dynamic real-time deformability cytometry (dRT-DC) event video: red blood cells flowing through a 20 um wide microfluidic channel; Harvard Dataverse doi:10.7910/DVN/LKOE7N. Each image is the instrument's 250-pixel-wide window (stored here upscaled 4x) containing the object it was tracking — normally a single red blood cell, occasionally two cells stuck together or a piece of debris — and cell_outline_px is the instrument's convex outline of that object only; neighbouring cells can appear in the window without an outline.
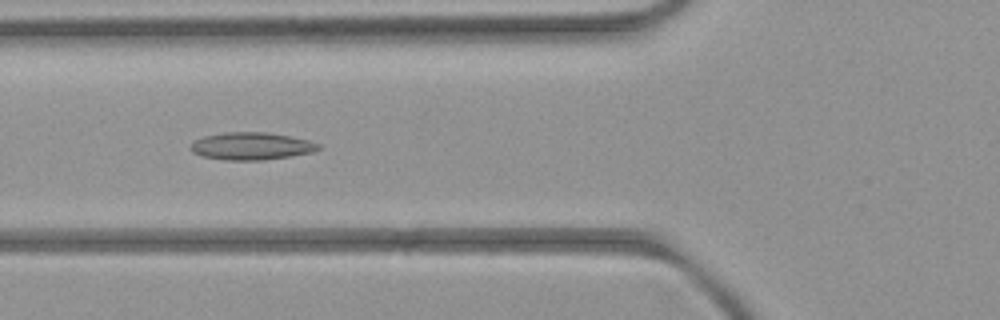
{"species": "common noctule bat (a hibernating species)", "species_latin": "Nyctalus noctula", "temperature_condition": "room temperature", "stored_images_in_passage": 3, "camera_frame_rate_fps": 3000, "um_per_image_px": 0.085, "animal": {"sex": "female", "body_mass_g": 21.9}, "frame": {"image": 1, "passage_image": 2, "time_ms": 1.0, "image_size_px": [1000, 320], "cell_outline_px": [[320, 148], [312, 152], [292, 156], [264, 160], [224, 160], [200, 156], [192, 152], [188, 148], [196, 140], [204, 136], [224, 132], [268, 132], [308, 140], [320, 144]], "centroid_in_image_um": [21.34, 12.42], "position_along_channel_um": 104.5, "area_um2": 20.52}}
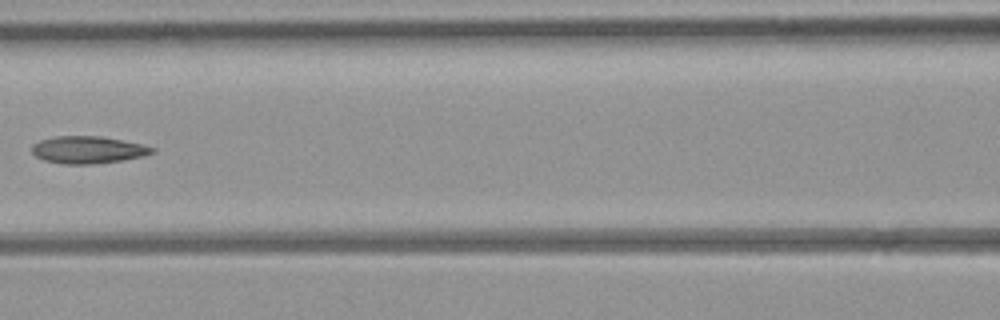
{"frame": {"image": 2, "passage_image": 3, "time_ms": 2.333, "image_size_px": [1000, 320], "cell_outline_px": [[156, 152], [144, 156], [124, 160], [92, 164], [60, 164], [44, 160], [36, 156], [32, 152], [32, 144], [40, 140], [56, 136], [100, 136], [144, 144], [156, 148]], "centroid_in_image_um": [7.51, 12.73], "position_along_channel_um": 159.1, "area_um2": 19.31}}